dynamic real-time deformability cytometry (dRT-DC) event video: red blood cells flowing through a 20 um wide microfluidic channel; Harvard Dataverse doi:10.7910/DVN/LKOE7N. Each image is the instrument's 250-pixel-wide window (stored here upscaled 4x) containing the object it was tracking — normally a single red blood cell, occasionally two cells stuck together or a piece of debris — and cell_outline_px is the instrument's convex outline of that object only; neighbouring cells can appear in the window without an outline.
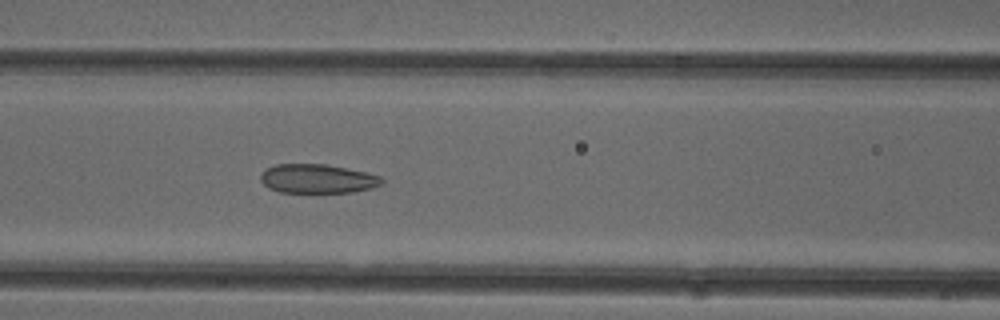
{"species": "common noctule bat (a hibernating species)", "species_latin": "Nyctalus noctula", "temperature_condition": "cold", "stored_images_in_passage": 46, "camera_frame_rate_fps": 3000, "um_per_image_px": 0.085, "animal": {"sex": "female"}, "frame": {"image": 1, "passage_image": 17, "time_ms": 5.333, "image_size_px": [1000, 320], "cell_outline_px": [[384, 180], [380, 184], [372, 188], [352, 192], [280, 192], [268, 188], [260, 180], [260, 176], [268, 168], [276, 164], [324, 164], [364, 172], [380, 176]], "centroid_in_image_um": [26.97, 15.2], "position_along_channel_um": 139.6, "area_um2": 20.23}}
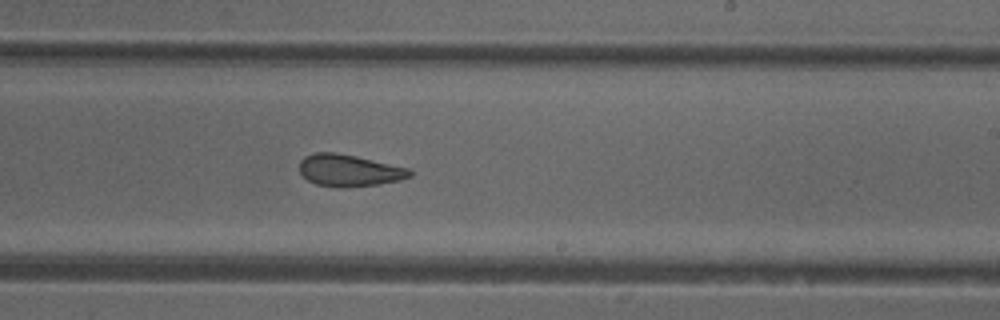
{"frame": {"image": 2, "passage_image": 26, "time_ms": 8.333, "image_size_px": [1000, 320], "cell_outline_px": [[412, 176], [400, 180], [380, 184], [340, 188], [336, 188], [316, 184], [308, 180], [300, 172], [300, 160], [304, 156], [316, 152], [336, 152], [356, 156], [408, 168], [412, 172]], "centroid_in_image_um": [29.66, 14.49], "position_along_channel_um": 259.3, "area_um2": 20.58}}
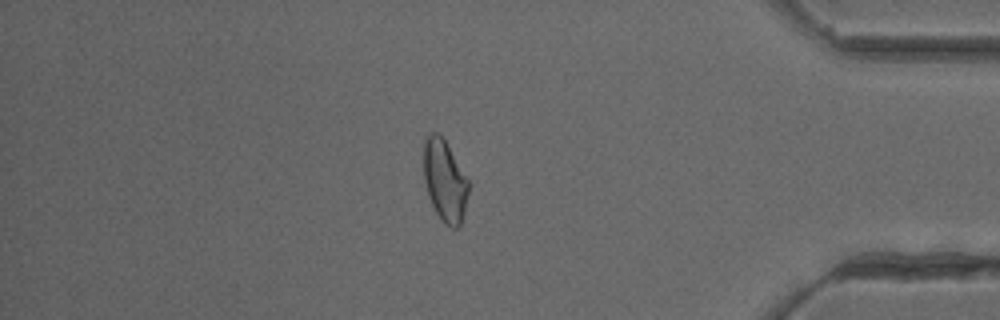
{"frame": {"image": 3, "passage_image": 39, "time_ms": 12.667, "image_size_px": [1000, 320], "cell_outline_px": [[468, 192], [464, 212], [460, 224], [456, 228], [452, 228], [444, 224], [440, 220], [428, 196], [424, 180], [424, 140], [428, 132], [436, 132], [444, 140], [468, 180]], "centroid_in_image_um": [37.78, 15.38], "position_along_channel_um": 397.4, "area_um2": 21.04}, "authors_computed_cell_mechanics": {"area_um2": 21.7617, "velocity_mm_per_s": 3.9912, "shape_relaxation_time_tau1_ms": null, "shape_relaxation_time_tau2_ms": 1.8551, "deformation_change_tau1": null, "deformation_change_tau2": 0.0739}}